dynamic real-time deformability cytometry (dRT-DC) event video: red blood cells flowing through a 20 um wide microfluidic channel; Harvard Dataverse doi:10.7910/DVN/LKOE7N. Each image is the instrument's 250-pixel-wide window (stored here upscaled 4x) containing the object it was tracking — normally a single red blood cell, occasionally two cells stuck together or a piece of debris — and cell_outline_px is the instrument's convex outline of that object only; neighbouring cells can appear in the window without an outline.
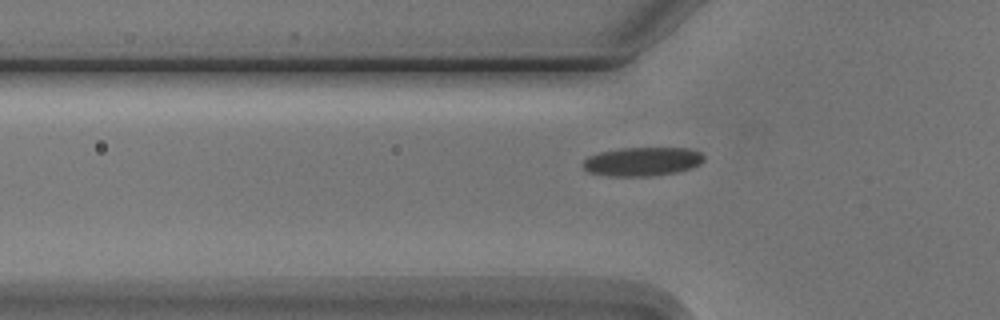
{"species": "Egyptian fruit bat (a non-hibernating species)", "species_latin": "Rousettus aegyptiacus", "temperature_condition": "cold", "stored_images_in_passage": 2, "camera_frame_rate_fps": 3000, "um_per_image_px": 0.085, "animal": {"sex": "male"}, "frame": {"image": 1, "passage_image": 2, "time_ms": 1.333, "image_size_px": [1000, 320], "cell_outline_px": [[704, 160], [700, 164], [692, 168], [676, 172], [652, 176], [608, 176], [588, 172], [584, 168], [584, 160], [588, 156], [600, 152], [620, 148], [688, 148], [700, 152], [704, 156]], "centroid_in_image_um": [54.61, 13.73], "position_along_channel_um": 71.2, "area_um2": 20.35}}